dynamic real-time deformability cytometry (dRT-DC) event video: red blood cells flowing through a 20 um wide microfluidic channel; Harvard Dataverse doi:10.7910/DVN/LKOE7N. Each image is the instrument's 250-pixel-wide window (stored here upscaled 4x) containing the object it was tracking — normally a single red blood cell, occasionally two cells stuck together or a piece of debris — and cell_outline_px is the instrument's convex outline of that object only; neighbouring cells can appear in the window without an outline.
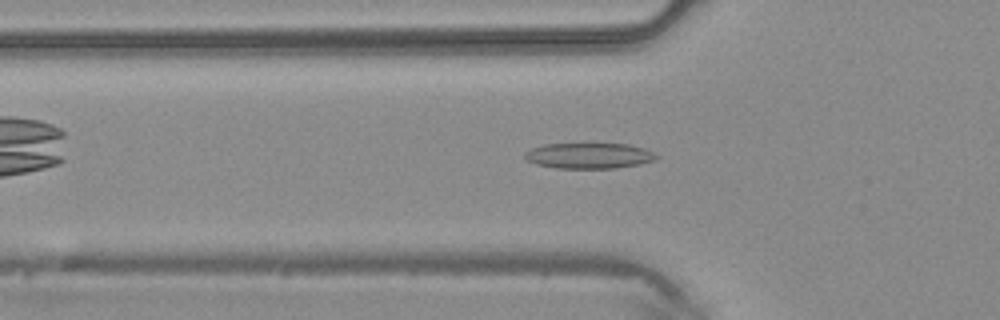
{"species": "common noctule bat (a hibernating species)", "species_latin": "Nyctalus noctula", "temperature_condition": "warm", "stored_images_in_passage": 35, "camera_frame_rate_fps": 3000, "um_per_image_px": 0.085, "animal": {"sex": "male", "body_mass_g": 20.4}, "frame": {"image": 1, "passage_image": 5, "time_ms": 1.333, "image_size_px": [1000, 320], "cell_outline_px": [[660, 156], [656, 160], [640, 164], [616, 168], [556, 168], [536, 164], [528, 160], [524, 156], [524, 152], [532, 148], [544, 144], [628, 144], [644, 148]], "centroid_in_image_um": [50.09, 13.24], "position_along_channel_um": 75.7, "area_um2": 19.65}}
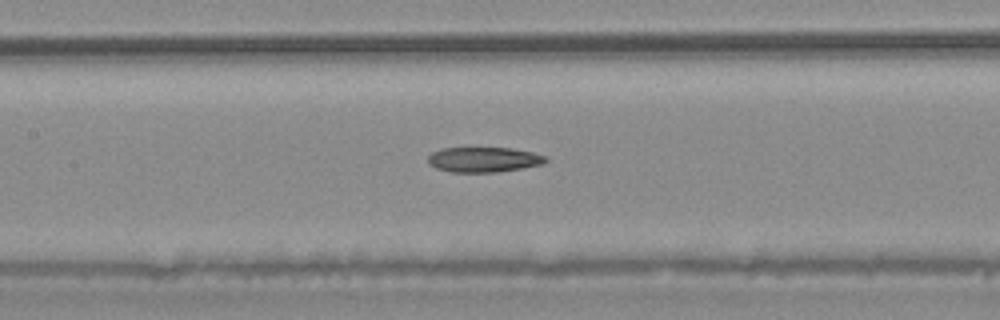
{"frame": {"image": 2, "passage_image": 11, "time_ms": 3.333, "image_size_px": [1000, 320], "cell_outline_px": [[548, 160], [544, 164], [496, 172], [452, 172], [436, 168], [428, 164], [428, 156], [432, 152], [440, 148], [512, 148], [532, 152], [544, 156]], "centroid_in_image_um": [41.09, 13.56], "position_along_channel_um": 166.3, "area_um2": 17.17}}
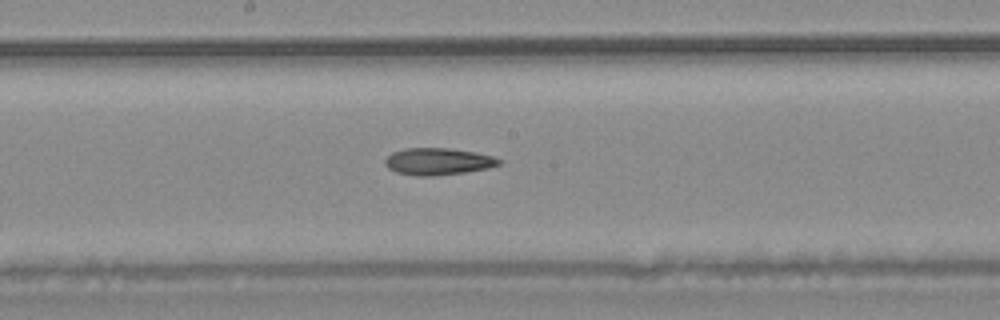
{"frame": {"image": 3, "passage_image": 14, "time_ms": 4.333, "image_size_px": [1000, 320], "cell_outline_px": [[500, 164], [488, 168], [464, 172], [432, 176], [416, 176], [396, 172], [388, 168], [384, 164], [384, 160], [392, 152], [404, 148], [448, 148], [476, 152], [492, 156], [500, 160]], "centroid_in_image_um": [37.19, 13.72], "position_along_channel_um": 211.0, "area_um2": 17.86}}